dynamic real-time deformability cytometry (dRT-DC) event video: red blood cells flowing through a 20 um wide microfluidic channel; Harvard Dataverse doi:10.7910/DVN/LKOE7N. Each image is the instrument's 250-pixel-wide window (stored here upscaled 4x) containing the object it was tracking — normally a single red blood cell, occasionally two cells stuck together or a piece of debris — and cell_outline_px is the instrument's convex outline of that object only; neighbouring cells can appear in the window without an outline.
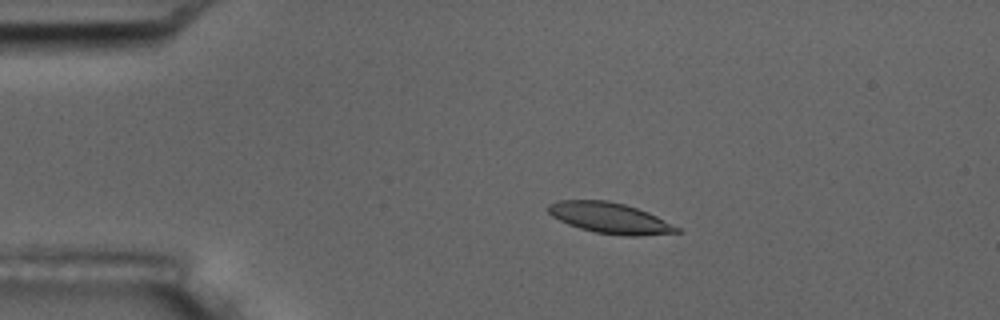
{"species": "common noctule bat (a hibernating species)", "species_latin": "Nyctalus noctula", "temperature_condition": "room temperature", "stored_images_in_passage": 5, "camera_frame_rate_fps": 3000, "um_per_image_px": 0.085, "animal": {"sex": "male", "body_mass_g": 17.5, "forearm_length_mm": 52.3}, "frame": {"image": 1, "passage_image": 4, "time_ms": 3.333, "image_size_px": [1000, 320], "cell_outline_px": [[680, 232], [640, 236], [624, 236], [596, 232], [580, 228], [568, 224], [552, 216], [544, 208], [548, 204], [560, 200], [608, 200], [624, 204], [648, 212], [680, 228]], "centroid_in_image_um": [51.81, 18.52], "position_along_channel_um": 33.2, "area_um2": 23.0}}